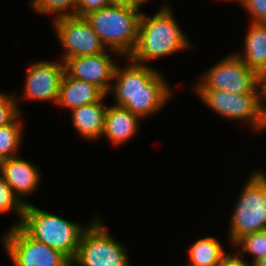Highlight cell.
<instances>
[{"instance_id":"obj_10","label":"cell","mask_w":266,"mask_h":266,"mask_svg":"<svg viewBox=\"0 0 266 266\" xmlns=\"http://www.w3.org/2000/svg\"><path fill=\"white\" fill-rule=\"evenodd\" d=\"M56 35L65 49L62 61L76 56L107 52L99 36L84 17L64 16L54 20Z\"/></svg>"},{"instance_id":"obj_6","label":"cell","mask_w":266,"mask_h":266,"mask_svg":"<svg viewBox=\"0 0 266 266\" xmlns=\"http://www.w3.org/2000/svg\"><path fill=\"white\" fill-rule=\"evenodd\" d=\"M199 98L216 114L248 123L255 131L266 129V98L262 93L235 94L220 90L195 89Z\"/></svg>"},{"instance_id":"obj_17","label":"cell","mask_w":266,"mask_h":266,"mask_svg":"<svg viewBox=\"0 0 266 266\" xmlns=\"http://www.w3.org/2000/svg\"><path fill=\"white\" fill-rule=\"evenodd\" d=\"M244 39L245 52L235 54L258 73L266 65V23L251 22Z\"/></svg>"},{"instance_id":"obj_25","label":"cell","mask_w":266,"mask_h":266,"mask_svg":"<svg viewBox=\"0 0 266 266\" xmlns=\"http://www.w3.org/2000/svg\"><path fill=\"white\" fill-rule=\"evenodd\" d=\"M110 5L109 0H77L76 16L83 17L89 12Z\"/></svg>"},{"instance_id":"obj_12","label":"cell","mask_w":266,"mask_h":266,"mask_svg":"<svg viewBox=\"0 0 266 266\" xmlns=\"http://www.w3.org/2000/svg\"><path fill=\"white\" fill-rule=\"evenodd\" d=\"M112 60L108 52L76 56L64 62L65 72L74 79L94 84L107 95L111 90L110 82L113 80L117 66Z\"/></svg>"},{"instance_id":"obj_26","label":"cell","mask_w":266,"mask_h":266,"mask_svg":"<svg viewBox=\"0 0 266 266\" xmlns=\"http://www.w3.org/2000/svg\"><path fill=\"white\" fill-rule=\"evenodd\" d=\"M217 266H253L252 263L247 262L239 253L236 251L231 253H225Z\"/></svg>"},{"instance_id":"obj_27","label":"cell","mask_w":266,"mask_h":266,"mask_svg":"<svg viewBox=\"0 0 266 266\" xmlns=\"http://www.w3.org/2000/svg\"><path fill=\"white\" fill-rule=\"evenodd\" d=\"M258 88L262 95L266 98V65L257 73Z\"/></svg>"},{"instance_id":"obj_16","label":"cell","mask_w":266,"mask_h":266,"mask_svg":"<svg viewBox=\"0 0 266 266\" xmlns=\"http://www.w3.org/2000/svg\"><path fill=\"white\" fill-rule=\"evenodd\" d=\"M105 96L98 102L82 105L71 110L72 124L85 139L97 140L103 135L107 107L103 103Z\"/></svg>"},{"instance_id":"obj_1","label":"cell","mask_w":266,"mask_h":266,"mask_svg":"<svg viewBox=\"0 0 266 266\" xmlns=\"http://www.w3.org/2000/svg\"><path fill=\"white\" fill-rule=\"evenodd\" d=\"M130 61L124 68L116 66L111 92H114V105L128 109L141 119L161 110L172 90L161 72L147 64Z\"/></svg>"},{"instance_id":"obj_14","label":"cell","mask_w":266,"mask_h":266,"mask_svg":"<svg viewBox=\"0 0 266 266\" xmlns=\"http://www.w3.org/2000/svg\"><path fill=\"white\" fill-rule=\"evenodd\" d=\"M138 116L124 107L112 105L107 107L105 113L104 132L112 145L124 144L137 134L139 128Z\"/></svg>"},{"instance_id":"obj_30","label":"cell","mask_w":266,"mask_h":266,"mask_svg":"<svg viewBox=\"0 0 266 266\" xmlns=\"http://www.w3.org/2000/svg\"><path fill=\"white\" fill-rule=\"evenodd\" d=\"M149 0H134V8H140L142 4L148 2Z\"/></svg>"},{"instance_id":"obj_18","label":"cell","mask_w":266,"mask_h":266,"mask_svg":"<svg viewBox=\"0 0 266 266\" xmlns=\"http://www.w3.org/2000/svg\"><path fill=\"white\" fill-rule=\"evenodd\" d=\"M188 252V266H217L226 253L221 242L209 236L197 240Z\"/></svg>"},{"instance_id":"obj_8","label":"cell","mask_w":266,"mask_h":266,"mask_svg":"<svg viewBox=\"0 0 266 266\" xmlns=\"http://www.w3.org/2000/svg\"><path fill=\"white\" fill-rule=\"evenodd\" d=\"M193 89L220 90L235 94L261 93L257 73L236 54L218 61L200 77Z\"/></svg>"},{"instance_id":"obj_15","label":"cell","mask_w":266,"mask_h":266,"mask_svg":"<svg viewBox=\"0 0 266 266\" xmlns=\"http://www.w3.org/2000/svg\"><path fill=\"white\" fill-rule=\"evenodd\" d=\"M106 94L92 83L74 79L66 72L63 76L57 103L70 110L100 101Z\"/></svg>"},{"instance_id":"obj_20","label":"cell","mask_w":266,"mask_h":266,"mask_svg":"<svg viewBox=\"0 0 266 266\" xmlns=\"http://www.w3.org/2000/svg\"><path fill=\"white\" fill-rule=\"evenodd\" d=\"M233 245L235 247L240 246L239 248L242 249V251L238 253L242 257H244L245 254H250L253 257L252 264H254L266 256V230L244 235Z\"/></svg>"},{"instance_id":"obj_5","label":"cell","mask_w":266,"mask_h":266,"mask_svg":"<svg viewBox=\"0 0 266 266\" xmlns=\"http://www.w3.org/2000/svg\"><path fill=\"white\" fill-rule=\"evenodd\" d=\"M244 185L230 221L232 244L244 235L266 230V174L254 172Z\"/></svg>"},{"instance_id":"obj_21","label":"cell","mask_w":266,"mask_h":266,"mask_svg":"<svg viewBox=\"0 0 266 266\" xmlns=\"http://www.w3.org/2000/svg\"><path fill=\"white\" fill-rule=\"evenodd\" d=\"M31 6L36 13H56V18L76 16L77 0H32Z\"/></svg>"},{"instance_id":"obj_31","label":"cell","mask_w":266,"mask_h":266,"mask_svg":"<svg viewBox=\"0 0 266 266\" xmlns=\"http://www.w3.org/2000/svg\"><path fill=\"white\" fill-rule=\"evenodd\" d=\"M227 1H229V0H227ZM230 1H232V0H230ZM233 1H236V0H233ZM237 1L240 4V2L243 1V0H237Z\"/></svg>"},{"instance_id":"obj_9","label":"cell","mask_w":266,"mask_h":266,"mask_svg":"<svg viewBox=\"0 0 266 266\" xmlns=\"http://www.w3.org/2000/svg\"><path fill=\"white\" fill-rule=\"evenodd\" d=\"M4 248L15 266H72L61 251L30 237L19 225L3 236Z\"/></svg>"},{"instance_id":"obj_19","label":"cell","mask_w":266,"mask_h":266,"mask_svg":"<svg viewBox=\"0 0 266 266\" xmlns=\"http://www.w3.org/2000/svg\"><path fill=\"white\" fill-rule=\"evenodd\" d=\"M22 129L20 115L11 124L0 127V162L16 157L21 144Z\"/></svg>"},{"instance_id":"obj_4","label":"cell","mask_w":266,"mask_h":266,"mask_svg":"<svg viewBox=\"0 0 266 266\" xmlns=\"http://www.w3.org/2000/svg\"><path fill=\"white\" fill-rule=\"evenodd\" d=\"M34 240L61 251L71 261L78 252L83 231L87 228L55 214L26 204L19 225Z\"/></svg>"},{"instance_id":"obj_11","label":"cell","mask_w":266,"mask_h":266,"mask_svg":"<svg viewBox=\"0 0 266 266\" xmlns=\"http://www.w3.org/2000/svg\"><path fill=\"white\" fill-rule=\"evenodd\" d=\"M40 61L27 69L23 97L29 100H58L60 85L65 74V63Z\"/></svg>"},{"instance_id":"obj_7","label":"cell","mask_w":266,"mask_h":266,"mask_svg":"<svg viewBox=\"0 0 266 266\" xmlns=\"http://www.w3.org/2000/svg\"><path fill=\"white\" fill-rule=\"evenodd\" d=\"M105 228L96 217L87 226L81 235L72 266H131L127 249Z\"/></svg>"},{"instance_id":"obj_24","label":"cell","mask_w":266,"mask_h":266,"mask_svg":"<svg viewBox=\"0 0 266 266\" xmlns=\"http://www.w3.org/2000/svg\"><path fill=\"white\" fill-rule=\"evenodd\" d=\"M240 4L250 13L252 23H266V0H243Z\"/></svg>"},{"instance_id":"obj_29","label":"cell","mask_w":266,"mask_h":266,"mask_svg":"<svg viewBox=\"0 0 266 266\" xmlns=\"http://www.w3.org/2000/svg\"><path fill=\"white\" fill-rule=\"evenodd\" d=\"M253 266H266V256L255 262Z\"/></svg>"},{"instance_id":"obj_22","label":"cell","mask_w":266,"mask_h":266,"mask_svg":"<svg viewBox=\"0 0 266 266\" xmlns=\"http://www.w3.org/2000/svg\"><path fill=\"white\" fill-rule=\"evenodd\" d=\"M25 204L19 200V198L13 193L12 189L0 176V214L14 210L18 214V222L12 226L20 225Z\"/></svg>"},{"instance_id":"obj_28","label":"cell","mask_w":266,"mask_h":266,"mask_svg":"<svg viewBox=\"0 0 266 266\" xmlns=\"http://www.w3.org/2000/svg\"><path fill=\"white\" fill-rule=\"evenodd\" d=\"M109 4L114 6L134 7V0H109Z\"/></svg>"},{"instance_id":"obj_2","label":"cell","mask_w":266,"mask_h":266,"mask_svg":"<svg viewBox=\"0 0 266 266\" xmlns=\"http://www.w3.org/2000/svg\"><path fill=\"white\" fill-rule=\"evenodd\" d=\"M174 18L166 5L153 17L142 13L136 47L127 59L146 65L149 60L189 49L187 36Z\"/></svg>"},{"instance_id":"obj_13","label":"cell","mask_w":266,"mask_h":266,"mask_svg":"<svg viewBox=\"0 0 266 266\" xmlns=\"http://www.w3.org/2000/svg\"><path fill=\"white\" fill-rule=\"evenodd\" d=\"M0 176L12 189L13 193L25 205L28 204L23 198L37 190L41 175L32 162L20 157H11L0 162Z\"/></svg>"},{"instance_id":"obj_3","label":"cell","mask_w":266,"mask_h":266,"mask_svg":"<svg viewBox=\"0 0 266 266\" xmlns=\"http://www.w3.org/2000/svg\"><path fill=\"white\" fill-rule=\"evenodd\" d=\"M141 14L139 8L108 5L83 17L107 49L129 57L136 47Z\"/></svg>"},{"instance_id":"obj_23","label":"cell","mask_w":266,"mask_h":266,"mask_svg":"<svg viewBox=\"0 0 266 266\" xmlns=\"http://www.w3.org/2000/svg\"><path fill=\"white\" fill-rule=\"evenodd\" d=\"M19 115L21 111L14 94L0 92V127L11 124Z\"/></svg>"}]
</instances>
